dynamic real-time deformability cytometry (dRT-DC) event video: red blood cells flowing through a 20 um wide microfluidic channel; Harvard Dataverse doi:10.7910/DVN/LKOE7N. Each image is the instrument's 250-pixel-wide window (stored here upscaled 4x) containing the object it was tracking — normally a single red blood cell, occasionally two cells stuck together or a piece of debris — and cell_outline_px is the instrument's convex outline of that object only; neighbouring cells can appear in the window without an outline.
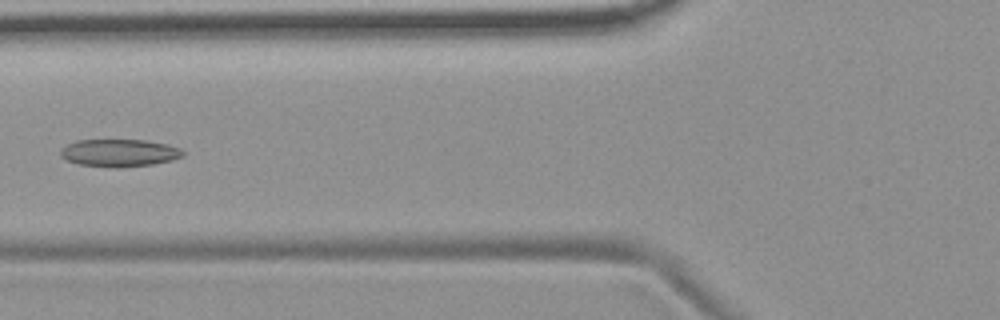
{"species": "common noctule bat (a hibernating species)", "species_latin": "Nyctalus noctula", "temperature_condition": "room temperature", "stored_images_in_passage": 5, "camera_frame_rate_fps": 3000, "um_per_image_px": 0.085, "animal": {"sex": "female", "body_mass_g": 19.9}, "frame": {"image": 1, "passage_image": 5, "time_ms": 4.667, "image_size_px": [1000, 320], "cell_outline_px": [[184, 156], [172, 160], [152, 164], [120, 168], [112, 168], [76, 164], [60, 156], [60, 152], [68, 144], [76, 140], [148, 140], [168, 144], [180, 148], [184, 152]], "centroid_in_image_um": [10.16, 13.0], "position_along_channel_um": 115.6, "area_um2": 19.77}}